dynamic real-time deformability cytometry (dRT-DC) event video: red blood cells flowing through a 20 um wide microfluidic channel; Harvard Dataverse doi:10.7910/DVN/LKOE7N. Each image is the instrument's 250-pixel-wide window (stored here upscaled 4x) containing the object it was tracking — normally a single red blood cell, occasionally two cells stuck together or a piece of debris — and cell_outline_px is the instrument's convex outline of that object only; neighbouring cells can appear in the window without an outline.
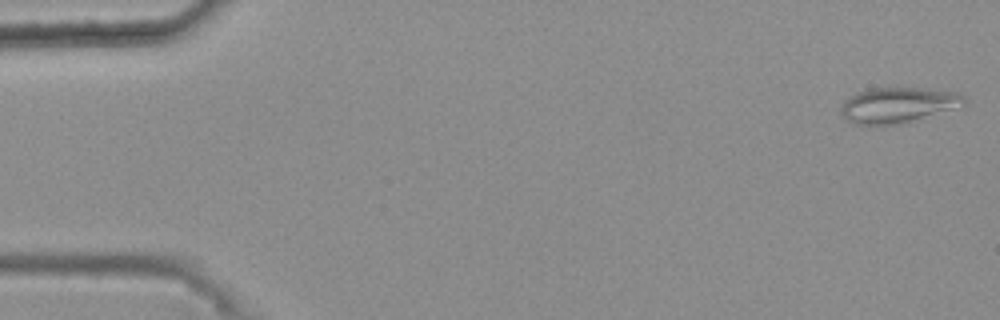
{"species": "common noctule bat (a hibernating species)", "species_latin": "Nyctalus noctula", "temperature_condition": "warm", "stored_images_in_passage": 48, "camera_frame_rate_fps": 3000, "um_per_image_px": 0.085, "animal": {"sex": "female", "body_mass_g": 25.1}, "frame": {"image": 1, "passage_image": 1, "time_ms": 0.0, "image_size_px": [1000, 320], "cell_outline_px": [[968, 100], [964, 104], [900, 124], [852, 124], [840, 112], [840, 108], [844, 100], [856, 92], [868, 88], [924, 88], [956, 92], [964, 96]], "centroid_in_image_um": [76.27, 8.91], "position_along_channel_um": 8.7, "area_um2": 25.09}}
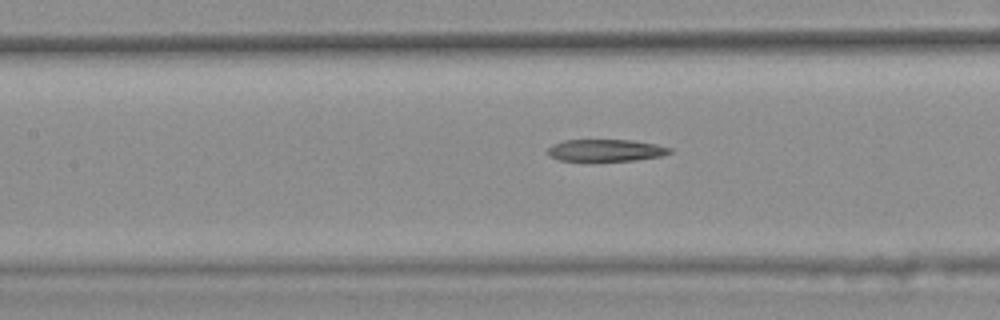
{"frame": {"image": 2, "passage_image": 24, "time_ms": 7.667, "image_size_px": [1000, 320], "cell_outline_px": [[672, 152], [664, 156], [636, 160], [560, 160], [552, 156], [548, 152], [548, 148], [552, 144], [564, 140], [632, 140], [656, 144], [672, 148]], "centroid_in_image_um": [51.56, 12.76], "position_along_channel_um": 155.8, "area_um2": 15.49}}
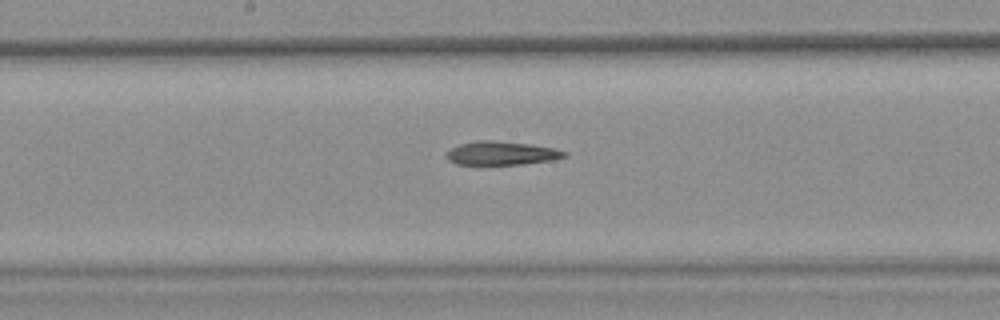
{"frame": {"image": 3, "passage_image": 28, "time_ms": 9.0, "image_size_px": [1000, 320], "cell_outline_px": [[568, 156], [552, 160], [520, 164], [456, 164], [448, 160], [448, 152], [452, 148], [460, 144], [476, 140], [492, 140], [528, 144], [552, 148], [568, 152]], "centroid_in_image_um": [42.65, 13.02], "position_along_channel_um": 205.6, "area_um2": 15.95}, "authors_computed_cell_mechanics": {"area_um2": 17.051, "velocity_mm_per_s": 3.7412, "shape_relaxation_time_tau1_ms": null, "shape_relaxation_time_tau2_ms": 8.8435, "deformation_change_tau1": null, "deformation_change_tau2": 0.2263}}